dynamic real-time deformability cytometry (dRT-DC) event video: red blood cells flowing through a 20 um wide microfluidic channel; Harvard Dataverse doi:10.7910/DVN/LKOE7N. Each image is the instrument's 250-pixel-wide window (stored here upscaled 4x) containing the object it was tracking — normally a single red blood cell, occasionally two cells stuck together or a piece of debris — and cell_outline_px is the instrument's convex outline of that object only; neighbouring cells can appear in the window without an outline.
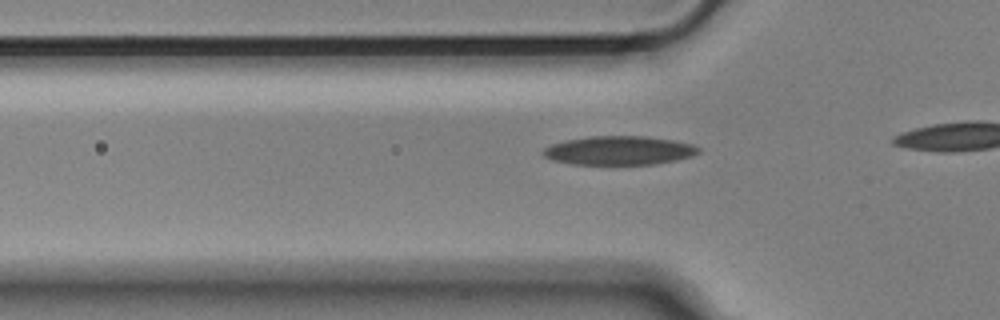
{"species": "Egyptian fruit bat (a non-hibernating species)", "species_latin": "Rousettus aegyptiacus", "temperature_condition": "cold", "stored_images_in_passage": 16, "camera_frame_rate_fps": 3000, "um_per_image_px": 0.085, "animal": {"sex": "male"}, "frame": {"image": 1, "passage_image": 10, "time_ms": 3.0, "image_size_px": [1000, 320], "cell_outline_px": [[700, 152], [692, 156], [676, 160], [652, 164], [572, 164], [552, 160], [544, 156], [540, 152], [544, 148], [552, 144], [568, 140], [592, 136], [644, 136], [672, 140], [692, 144], [700, 148]], "centroid_in_image_um": [52.62, 12.79], "position_along_channel_um": 73.2, "area_um2": 25.95}}
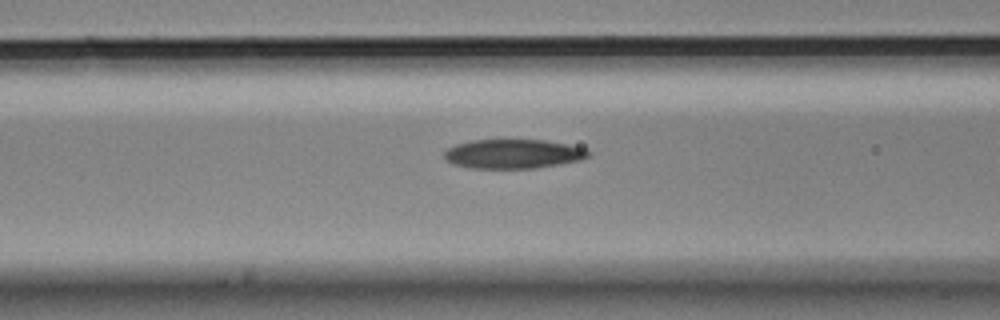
{"frame": {"image": 2, "passage_image": 14, "time_ms": 4.333, "image_size_px": [1000, 320], "cell_outline_px": [[592, 152], [588, 156], [580, 160], [532, 168], [472, 168], [456, 164], [448, 160], [444, 156], [444, 152], [448, 148], [456, 144], [472, 140], [544, 140], [584, 148]], "centroid_in_image_um": [43.61, 13.07], "position_along_channel_um": 123.0, "area_um2": 24.1}}